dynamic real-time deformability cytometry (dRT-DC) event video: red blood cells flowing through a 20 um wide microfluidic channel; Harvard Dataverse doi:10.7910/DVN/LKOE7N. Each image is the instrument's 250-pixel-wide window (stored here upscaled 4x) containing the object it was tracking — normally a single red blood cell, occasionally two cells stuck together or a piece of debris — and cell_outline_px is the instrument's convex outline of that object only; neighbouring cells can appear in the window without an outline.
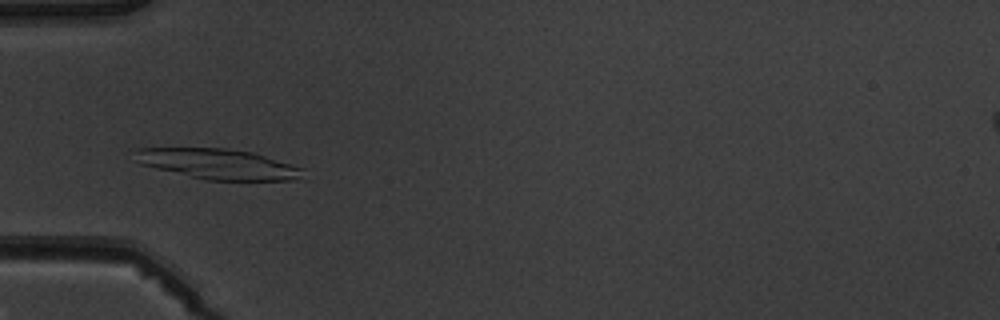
{"species": "common noctule bat (a hibernating species)", "species_latin": "Nyctalus noctula", "temperature_condition": "warm", "stored_images_in_passage": 7, "camera_frame_rate_fps": 3000, "um_per_image_px": 0.085, "animal": {"sex": "male", "body_mass_g": 19.5, "forearm_length_mm": 54.6}, "frame": {"image": 1, "passage_image": 5, "time_ms": 4.667, "image_size_px": [1000, 320], "cell_outline_px": [[304, 168], [292, 180], [204, 180], [140, 164], [136, 160], [136, 148], [224, 148], [252, 152]], "centroid_in_image_um": [18.47, 13.93], "position_along_channel_um": 66.5, "area_um2": 29.19}}
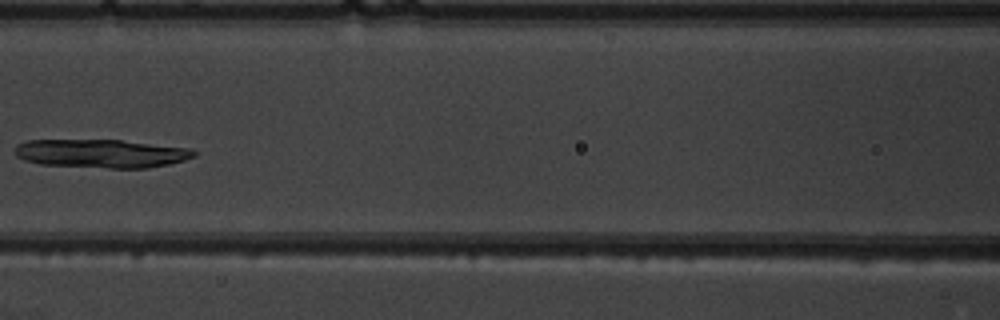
{"frame": {"image": 2, "passage_image": 7, "time_ms": 7.0, "image_size_px": [1000, 320], "cell_outline_px": [[196, 156], [184, 160], [168, 164], [148, 168], [108, 168], [40, 164], [24, 160], [16, 156], [16, 144], [28, 140], [120, 140], [192, 148], [196, 152]], "centroid_in_image_um": [8.63, 13.04], "position_along_channel_um": 158.0, "area_um2": 29.77}}